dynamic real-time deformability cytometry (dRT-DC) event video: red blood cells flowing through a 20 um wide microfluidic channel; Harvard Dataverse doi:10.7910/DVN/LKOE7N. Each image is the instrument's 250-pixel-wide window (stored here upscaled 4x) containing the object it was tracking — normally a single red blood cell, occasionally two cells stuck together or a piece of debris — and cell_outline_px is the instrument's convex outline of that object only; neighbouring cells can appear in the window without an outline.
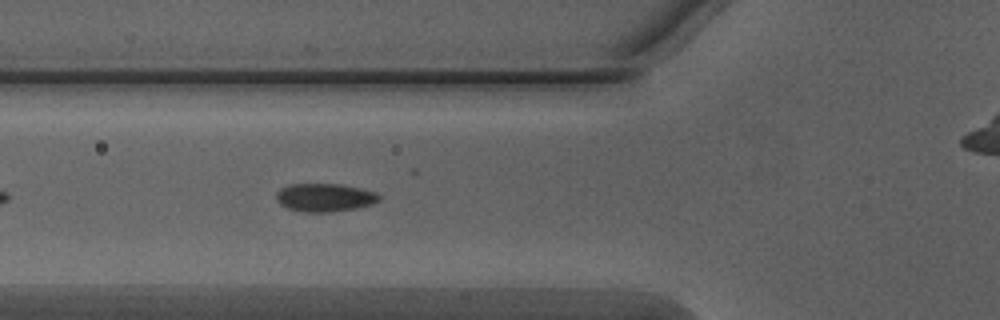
{"species": "Egyptian fruit bat (a non-hibernating species)", "species_latin": "Rousettus aegyptiacus", "temperature_condition": "warm", "stored_images_in_passage": 39, "camera_frame_rate_fps": 3000, "um_per_image_px": 0.085, "animal": {"sex": "male"}, "frame": {"image": 1, "passage_image": 6, "time_ms": 1.667, "image_size_px": [1000, 320], "cell_outline_px": [[380, 200], [372, 204], [356, 208], [332, 212], [304, 212], [288, 208], [280, 204], [276, 200], [276, 192], [280, 188], [288, 184], [340, 184], [360, 188], [376, 192], [380, 196]], "centroid_in_image_um": [27.59, 16.78], "position_along_channel_um": 98.2, "area_um2": 16.99}}
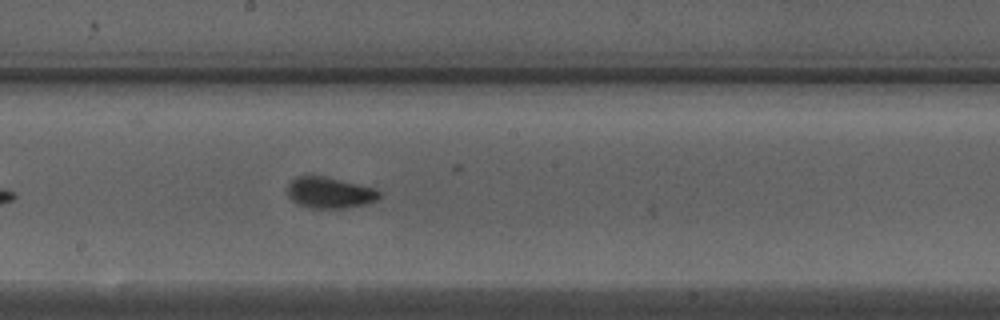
{"frame": {"image": 2, "passage_image": 15, "time_ms": 4.667, "image_size_px": [1000, 320], "cell_outline_px": [[380, 196], [376, 200], [364, 204], [348, 208], [312, 208], [300, 204], [292, 200], [288, 196], [288, 184], [296, 176], [324, 176], [376, 188], [380, 192]], "centroid_in_image_um": [28.03, 16.37], "position_along_channel_um": 220.2, "area_um2": 16.53}}
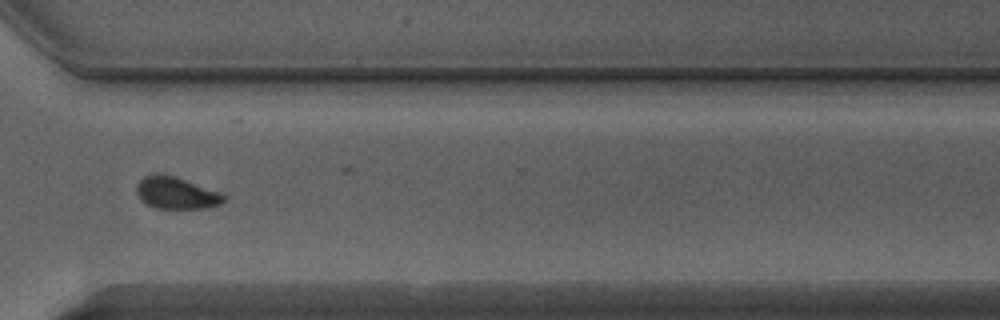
{"frame": {"image": 3, "passage_image": 25, "time_ms": 8.0, "image_size_px": [1000, 320], "cell_outline_px": [[228, 196], [220, 204], [208, 208], [156, 208], [140, 200], [136, 192], [136, 184], [144, 176], [152, 172], [160, 172], [176, 176], [224, 192]], "centroid_in_image_um": [15.01, 16.36], "position_along_channel_um": 355.6, "area_um2": 16.88}, "authors_computed_cell_mechanics": {"area_um2": 16.7042, "velocity_mm_per_s": 4.0581, "shape_relaxation_time_tau1_ms": 2.7145, "shape_relaxation_time_tau2_ms": null, "deformation_change_tau1": 0.0873, "deformation_change_tau2": null}}